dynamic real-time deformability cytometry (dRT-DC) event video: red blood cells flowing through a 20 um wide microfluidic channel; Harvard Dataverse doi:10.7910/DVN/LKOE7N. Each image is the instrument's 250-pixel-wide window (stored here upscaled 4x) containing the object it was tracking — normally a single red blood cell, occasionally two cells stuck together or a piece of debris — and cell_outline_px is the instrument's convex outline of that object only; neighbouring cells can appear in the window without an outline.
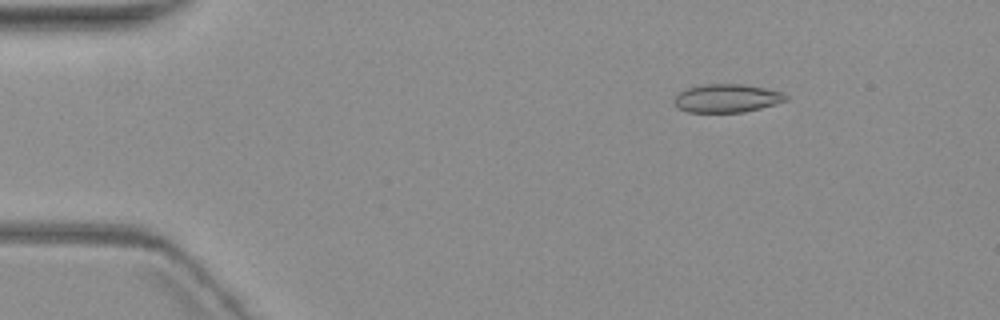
{"species": "common noctule bat (a hibernating species)", "species_latin": "Nyctalus noctula", "temperature_condition": "warm", "stored_images_in_passage": 5, "camera_frame_rate_fps": 3000, "um_per_image_px": 0.085, "animal": {"sex": "female", "body_mass_g": 19.3, "forearm_length_mm": 54.1}, "frame": {"image": 1, "passage_image": 3, "time_ms": 2.333, "image_size_px": [1000, 320], "cell_outline_px": [[788, 100], [760, 108], [744, 112], [688, 112], [676, 108], [672, 100], [680, 92], [688, 88], [704, 84], [740, 84], [764, 88], [780, 92], [788, 96]], "centroid_in_image_um": [61.74, 8.36], "position_along_channel_um": 23.3, "area_um2": 18.32}}